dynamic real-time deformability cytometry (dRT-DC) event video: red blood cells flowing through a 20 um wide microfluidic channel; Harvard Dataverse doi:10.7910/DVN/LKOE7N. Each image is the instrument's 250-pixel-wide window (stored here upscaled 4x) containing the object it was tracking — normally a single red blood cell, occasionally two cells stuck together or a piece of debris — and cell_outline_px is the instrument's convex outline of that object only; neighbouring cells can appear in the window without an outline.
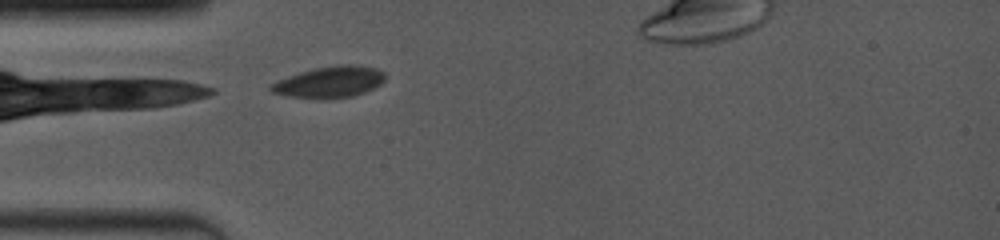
{"species": "common noctule bat (a hibernating species)", "species_latin": "Nyctalus noctula", "temperature_condition": "room temperature", "stored_images_in_passage": 1, "camera_frame_rate_fps": 4000, "um_per_image_px": 0.085, "animal": {"sex": "female", "body_mass_g": 19.0, "forearm_length_mm": 53.3}, "frame": {"image": 1, "passage_image": 1, "time_ms": 0.0, "image_size_px": [1000, 240], "cell_outline_px": [[384, 80], [380, 84], [364, 92], [352, 96], [324, 100], [288, 96], [272, 92], [268, 88], [268, 84], [288, 76], [300, 72], [316, 68], [340, 64], [356, 64], [376, 68], [384, 72]], "centroid_in_image_um": [27.98, 6.98], "position_along_channel_um": 57.0, "area_um2": 20.98}}